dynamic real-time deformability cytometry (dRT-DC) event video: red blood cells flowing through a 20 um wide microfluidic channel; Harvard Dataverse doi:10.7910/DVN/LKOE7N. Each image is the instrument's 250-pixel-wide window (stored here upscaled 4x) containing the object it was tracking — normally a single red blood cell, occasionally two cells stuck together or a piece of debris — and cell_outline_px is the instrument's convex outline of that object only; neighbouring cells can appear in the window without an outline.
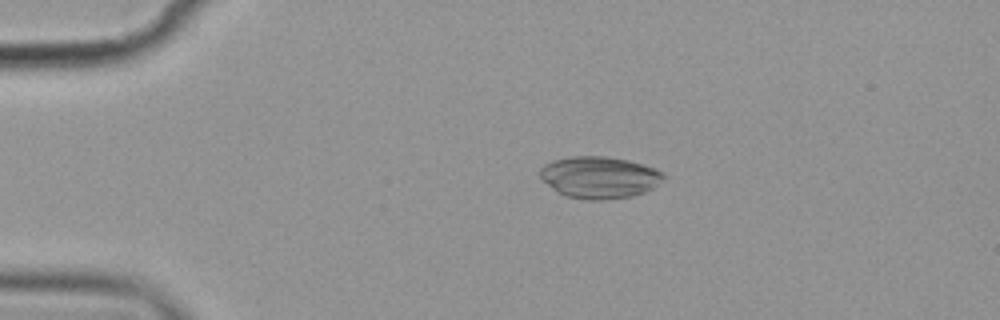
{"species": "common noctule bat (a hibernating species)", "species_latin": "Nyctalus noctula", "temperature_condition": "cold", "stored_images_in_passage": 10, "camera_frame_rate_fps": 3000, "um_per_image_px": 0.085, "animal": {"sex": "female", "body_mass_g": 19.9}, "frame": {"image": 1, "passage_image": 2, "time_ms": 2.0, "image_size_px": [1000, 320], "cell_outline_px": [[664, 180], [652, 188], [644, 192], [632, 196], [604, 200], [588, 200], [564, 196], [556, 192], [540, 176], [540, 168], [544, 164], [552, 160], [572, 156], [604, 156], [628, 160], [644, 164], [656, 168], [664, 176]], "centroid_in_image_um": [50.94, 15.07], "position_along_channel_um": 34.1, "area_um2": 30.23}}
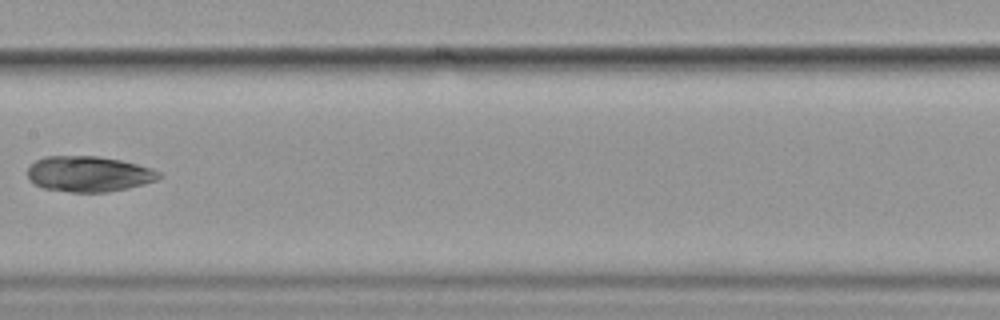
{"frame": {"image": 2, "passage_image": 7, "time_ms": 8.0, "image_size_px": [1000, 320], "cell_outline_px": [[164, 176], [156, 180], [144, 184], [128, 188], [108, 192], [72, 192], [44, 188], [32, 184], [28, 176], [28, 168], [36, 160], [44, 156], [96, 156], [120, 160], [152, 168], [160, 172]], "centroid_in_image_um": [7.55, 14.79], "position_along_channel_um": 199.8, "area_um2": 27.34}}
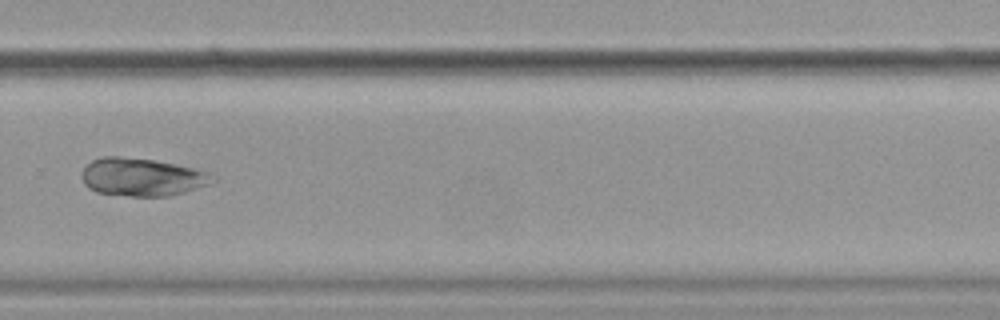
{"frame": {"image": 3, "passage_image": 10, "time_ms": 11.333, "image_size_px": [1000, 320], "cell_outline_px": [[216, 180], [208, 184], [184, 192], [168, 196], [132, 196], [96, 192], [88, 188], [84, 184], [80, 176], [80, 172], [92, 160], [104, 156], [120, 156], [152, 160], [176, 164], [208, 172]], "centroid_in_image_um": [12.01, 15.05], "position_along_channel_um": 317.8, "area_um2": 28.78}}